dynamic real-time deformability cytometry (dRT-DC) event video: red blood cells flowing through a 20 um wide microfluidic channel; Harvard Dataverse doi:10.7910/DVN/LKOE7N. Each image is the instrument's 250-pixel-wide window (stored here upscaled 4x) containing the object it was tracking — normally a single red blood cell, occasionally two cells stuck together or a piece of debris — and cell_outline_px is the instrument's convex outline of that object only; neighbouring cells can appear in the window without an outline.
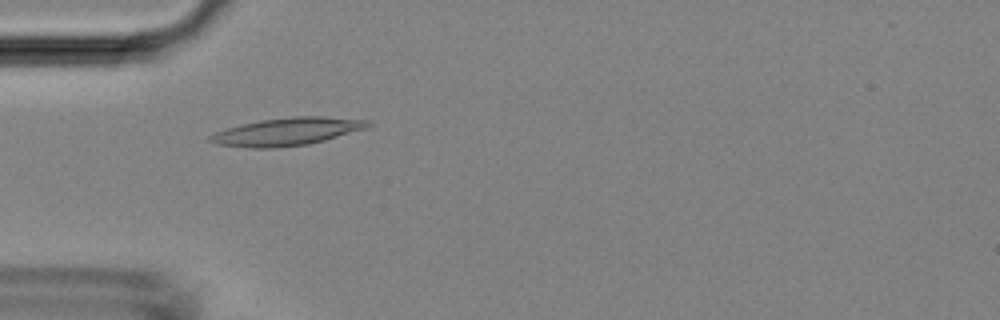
{"species": "Egyptian fruit bat (a non-hibernating species)", "species_latin": "Rousettus aegyptiacus", "temperature_condition": "room temperature", "stored_images_in_passage": 2, "camera_frame_rate_fps": 3000, "um_per_image_px": 0.085, "animal": {"sex": "female"}, "frame": {"image": 1, "passage_image": 1, "time_ms": 0.0, "image_size_px": [1000, 320], "cell_outline_px": [[372, 124], [368, 128], [324, 140], [308, 144], [276, 148], [252, 148], [216, 144], [208, 140], [208, 136], [216, 132], [228, 128], [260, 120], [292, 116], [324, 116], [368, 120]], "centroid_in_image_um": [24.42, 11.18], "position_along_channel_um": 60.6, "area_um2": 25.43}}